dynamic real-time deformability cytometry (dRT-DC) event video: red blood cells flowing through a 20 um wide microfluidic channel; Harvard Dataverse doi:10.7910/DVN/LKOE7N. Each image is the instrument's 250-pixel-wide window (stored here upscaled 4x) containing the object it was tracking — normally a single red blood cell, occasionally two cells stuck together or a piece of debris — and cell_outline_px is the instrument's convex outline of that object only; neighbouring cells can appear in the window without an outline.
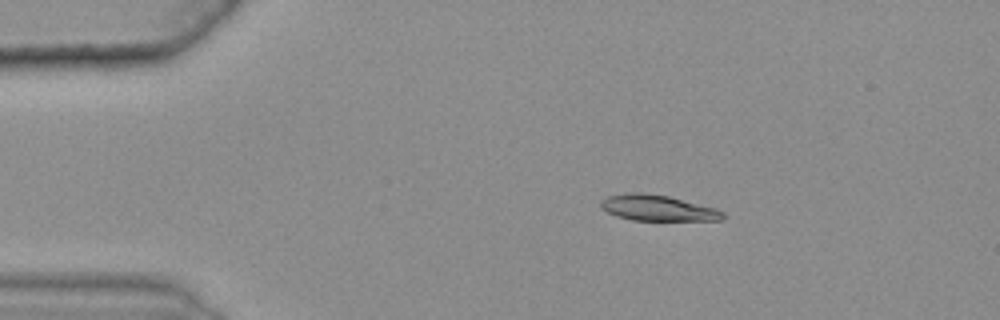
{"species": "common noctule bat (a hibernating species)", "species_latin": "Nyctalus noctula", "temperature_condition": "warm", "stored_images_in_passage": 39, "camera_frame_rate_fps": 3000, "um_per_image_px": 0.085, "animal": {"sex": "female", "body_mass_g": 25.1}, "frame": {"image": 1, "passage_image": 1, "time_ms": 0.0, "image_size_px": [1000, 320], "cell_outline_px": [[728, 216], [720, 220], [632, 220], [616, 216], [600, 208], [600, 200], [608, 196], [628, 192], [640, 192], [668, 196], [716, 208], [724, 212]], "centroid_in_image_um": [55.89, 17.67], "position_along_channel_um": 29.1, "area_um2": 18.44}}
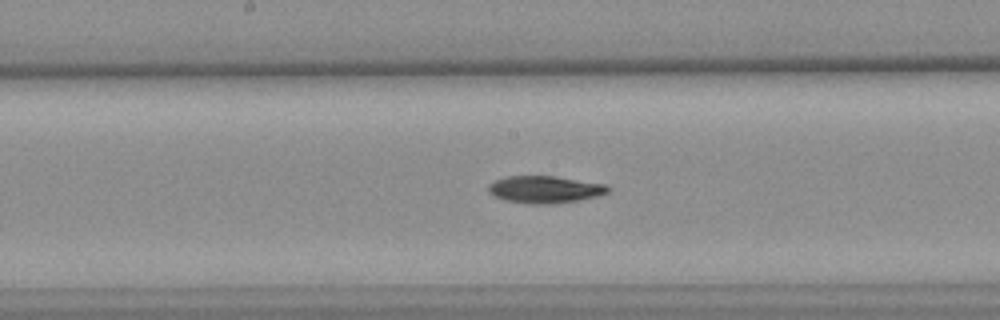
{"frame": {"image": 2, "passage_image": 20, "time_ms": 6.333, "image_size_px": [1000, 320], "cell_outline_px": [[612, 188], [608, 192], [600, 196], [580, 200], [552, 204], [528, 204], [504, 200], [492, 196], [488, 192], [488, 184], [496, 180], [508, 176], [552, 176], [604, 184]], "centroid_in_image_um": [46.3, 16.12], "position_along_channel_um": 201.9, "area_um2": 19.07}}
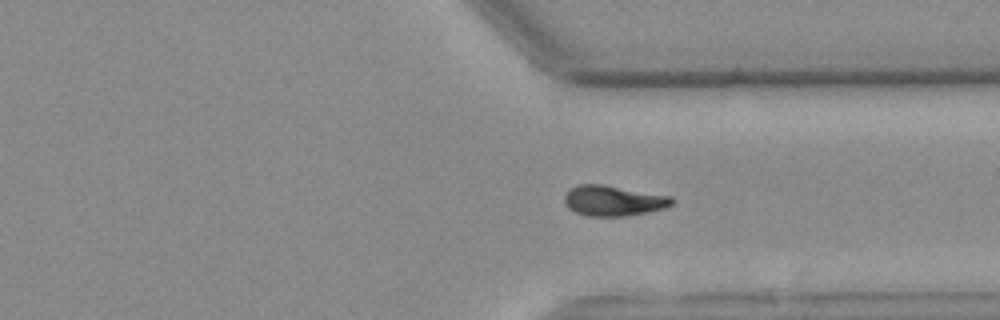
{"frame": {"image": 3, "passage_image": 33, "time_ms": 10.667, "image_size_px": [1000, 320], "cell_outline_px": [[672, 204], [664, 208], [648, 212], [628, 216], [584, 216], [568, 208], [564, 200], [564, 196], [572, 188], [580, 184], [604, 184], [672, 196]], "centroid_in_image_um": [52.14, 17.06], "position_along_channel_um": 359.3, "area_um2": 19.07}, "authors_computed_cell_mechanics": {"area_um2": 18.7272, "velocity_mm_per_s": 3.6223, "shape_relaxation_time_tau1_ms": 6.3789, "shape_relaxation_time_tau2_ms": null, "deformation_change_tau1": 0.1674, "deformation_change_tau2": null}}